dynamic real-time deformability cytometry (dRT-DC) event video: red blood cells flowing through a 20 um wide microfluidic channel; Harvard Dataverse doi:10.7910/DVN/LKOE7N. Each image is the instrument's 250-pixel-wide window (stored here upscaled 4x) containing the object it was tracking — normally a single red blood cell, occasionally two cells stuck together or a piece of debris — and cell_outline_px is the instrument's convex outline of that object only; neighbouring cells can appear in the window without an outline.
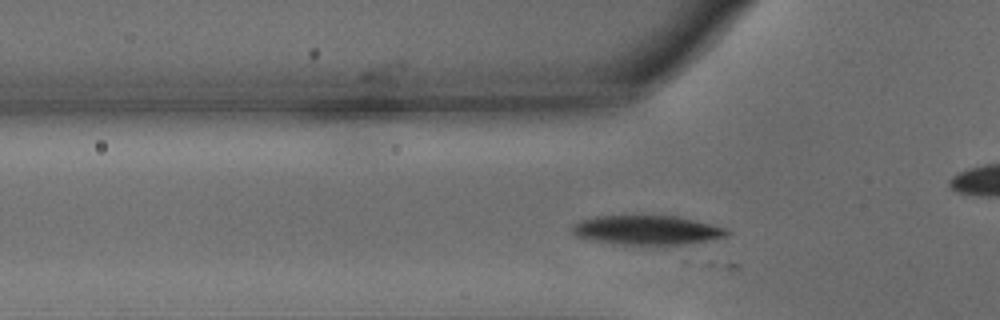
{"species": "common noctule bat (a hibernating species)", "species_latin": "Nyctalus noctula", "temperature_condition": "warm", "stored_images_in_passage": 25, "camera_frame_rate_fps": 3000, "um_per_image_px": 0.085, "animal": {"sex": "male", "body_mass_g": 15.6}, "frame": {"image": 1, "passage_image": 11, "time_ms": 3.333, "image_size_px": [1000, 320], "cell_outline_px": [[732, 232], [728, 236], [708, 240], [684, 244], [624, 244], [592, 240], [576, 236], [572, 232], [572, 224], [580, 220], [596, 216], [676, 216], [728, 228]], "centroid_in_image_um": [55.01, 19.55], "position_along_channel_um": 70.8, "area_um2": 26.18}}
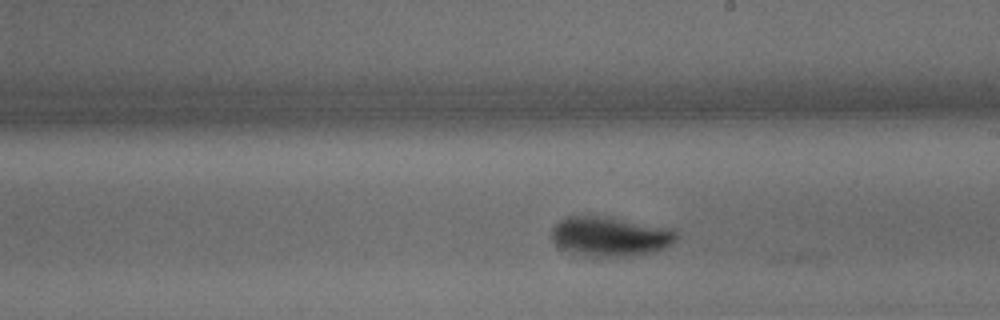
{"frame": {"image": 2, "passage_image": 24, "time_ms": 7.667, "image_size_px": [1000, 320], "cell_outline_px": [[676, 240], [672, 244], [656, 252], [632, 256], [592, 256], [572, 252], [556, 244], [552, 240], [552, 228], [560, 220], [568, 216], [608, 216], [672, 228], [676, 232]], "centroid_in_image_um": [51.91, 20.08], "position_along_channel_um": 237.1, "area_um2": 28.78}}